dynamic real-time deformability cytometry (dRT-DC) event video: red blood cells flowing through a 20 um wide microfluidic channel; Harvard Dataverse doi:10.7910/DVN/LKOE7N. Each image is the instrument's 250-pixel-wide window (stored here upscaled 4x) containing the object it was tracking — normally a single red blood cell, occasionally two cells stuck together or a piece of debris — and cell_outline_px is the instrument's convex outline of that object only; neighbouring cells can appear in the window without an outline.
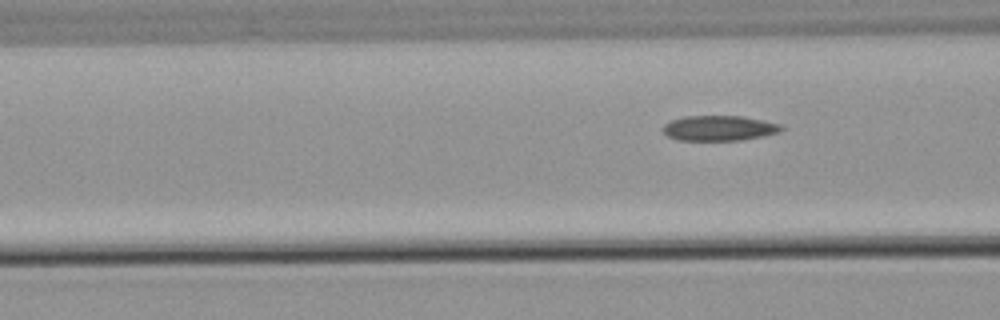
{"species": "common noctule bat (a hibernating species)", "species_latin": "Nyctalus noctula", "temperature_condition": "warm", "stored_images_in_passage": 6, "segment_of_instrument_passage": [2, 2], "camera_frame_rate_fps": 3000, "um_per_image_px": 0.085, "animal": {"sex": "male", "body_mass_g": 21.5, "forearm_length_mm": 52.0}, "frame": {"image": 1, "passage_image": 6, "time_ms": 6.667, "image_size_px": [1000, 320], "cell_outline_px": [[784, 128], [780, 132], [764, 136], [740, 140], [676, 140], [668, 136], [660, 128], [664, 124], [672, 120], [684, 116], [744, 116], [764, 120], [780, 124]], "centroid_in_image_um": [61.13, 10.89], "position_along_channel_um": 105.5, "area_um2": 17.51}}